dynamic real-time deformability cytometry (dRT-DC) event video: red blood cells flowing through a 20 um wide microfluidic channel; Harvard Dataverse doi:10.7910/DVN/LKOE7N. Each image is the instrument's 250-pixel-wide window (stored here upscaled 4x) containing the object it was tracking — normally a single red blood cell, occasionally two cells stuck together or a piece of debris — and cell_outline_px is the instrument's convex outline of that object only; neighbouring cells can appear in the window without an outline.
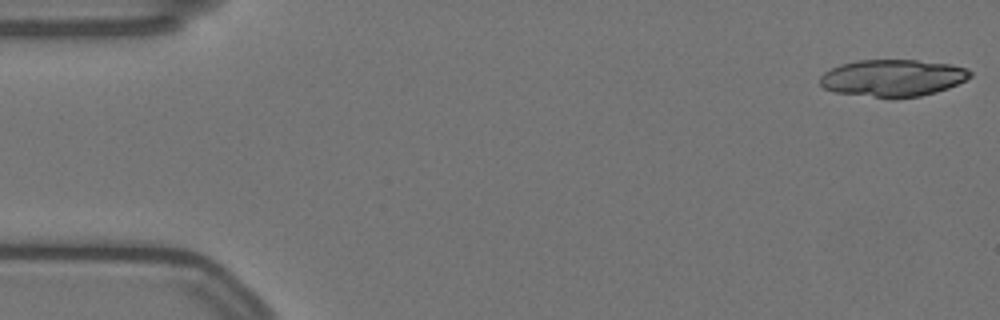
{"species": "Egyptian fruit bat (a non-hibernating species)", "species_latin": "Rousettus aegyptiacus", "temperature_condition": "warm", "stored_images_in_passage": 18, "camera_frame_rate_fps": 3000, "um_per_image_px": 0.085, "animal": {"sex": "female"}, "frame": {"image": 1, "passage_image": 1, "time_ms": 0.0, "image_size_px": [1000, 320], "cell_outline_px": [[972, 76], [948, 88], [936, 92], [920, 96], [872, 96], [832, 92], [824, 88], [820, 84], [820, 76], [824, 72], [840, 64], [856, 60], [916, 60], [952, 64], [968, 68], [972, 72]], "centroid_in_image_um": [75.88, 6.6], "position_along_channel_um": 9.1, "area_um2": 32.08}}